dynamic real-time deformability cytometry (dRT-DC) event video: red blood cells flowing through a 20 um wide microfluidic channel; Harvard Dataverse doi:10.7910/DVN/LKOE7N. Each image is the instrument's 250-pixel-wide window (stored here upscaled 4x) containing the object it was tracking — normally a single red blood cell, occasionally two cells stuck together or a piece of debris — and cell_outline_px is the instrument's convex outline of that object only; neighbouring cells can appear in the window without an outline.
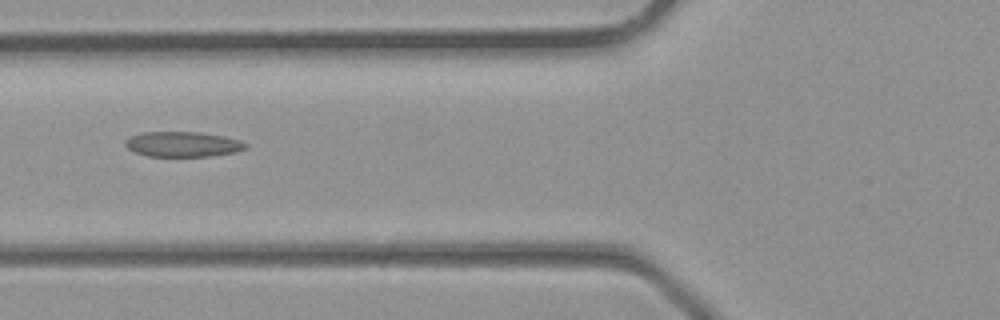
{"species": "common noctule bat (a hibernating species)", "species_latin": "Nyctalus noctula", "temperature_condition": "room temperature", "stored_images_in_passage": 3, "camera_frame_rate_fps": 3000, "um_per_image_px": 0.085, "animal": {"sex": "male", "body_mass_g": 23.1, "forearm_length_mm": 52.7}, "frame": {"image": 1, "passage_image": 3, "time_ms": 0.667, "image_size_px": [1000, 320], "cell_outline_px": [[248, 144], [244, 148], [232, 152], [212, 156], [148, 156], [136, 152], [128, 148], [124, 144], [124, 140], [132, 136], [144, 132], [200, 132], [224, 136], [240, 140]], "centroid_in_image_um": [15.52, 12.25], "position_along_channel_um": 110.3, "area_um2": 17.46}}